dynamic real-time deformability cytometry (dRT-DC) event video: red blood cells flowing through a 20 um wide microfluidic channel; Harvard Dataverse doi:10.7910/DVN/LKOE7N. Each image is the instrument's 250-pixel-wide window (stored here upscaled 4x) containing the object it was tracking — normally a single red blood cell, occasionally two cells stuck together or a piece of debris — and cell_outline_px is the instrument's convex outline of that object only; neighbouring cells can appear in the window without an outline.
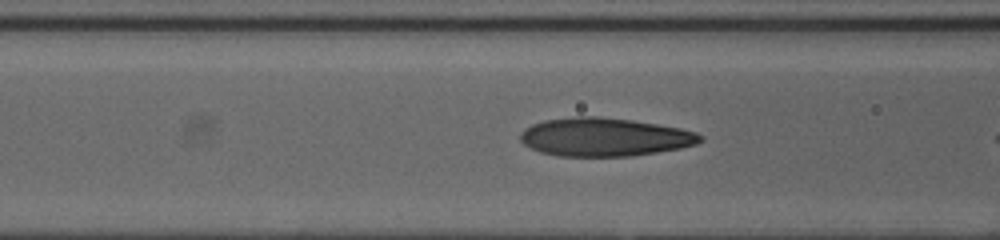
{"species": "human", "species_latin": "Homo sapiens", "temperature_condition": "cold", "stored_images_in_passage": 35, "camera_frame_rate_fps": 3000, "um_per_image_px": 0.085, "donor": {"sex": "female"}, "frame": {"image": 1, "passage_image": 15, "time_ms": 4.667, "image_size_px": [1000, 240], "cell_outline_px": [[704, 140], [696, 144], [680, 148], [632, 156], [560, 156], [540, 152], [524, 144], [520, 140], [520, 132], [524, 128], [532, 124], [544, 120], [576, 116], [596, 116], [632, 120], [680, 128], [696, 132], [704, 136]], "centroid_in_image_um": [51.38, 11.64], "position_along_channel_um": 115.2, "area_um2": 40.29}}
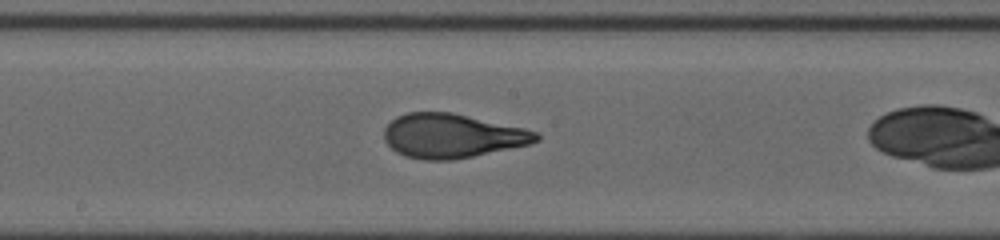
{"frame": {"image": 2, "passage_image": 22, "time_ms": 7.0, "image_size_px": [1000, 240], "cell_outline_px": [[540, 140], [532, 144], [452, 160], [424, 160], [404, 156], [396, 152], [384, 140], [384, 128], [396, 116], [408, 112], [452, 112], [524, 128], [540, 132]], "centroid_in_image_um": [38.44, 11.54], "position_along_channel_um": 209.8, "area_um2": 39.3}}
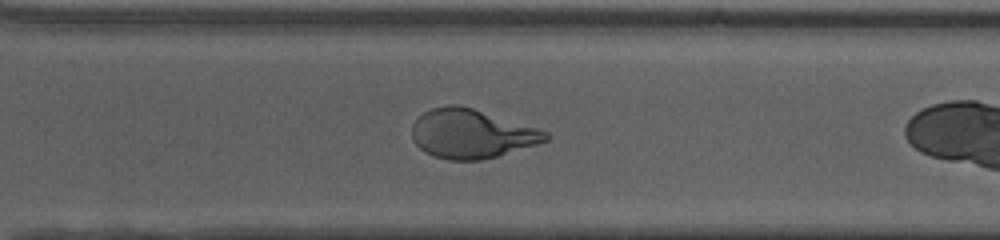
{"frame": {"image": 3, "passage_image": 31, "time_ms": 10.0, "image_size_px": [1000, 240], "cell_outline_px": [[548, 140], [536, 144], [496, 156], [480, 160], [448, 160], [424, 152], [416, 144], [412, 136], [412, 124], [424, 112], [432, 108], [448, 104], [460, 104], [536, 128], [548, 132]], "centroid_in_image_um": [40.04, 11.36], "position_along_channel_um": 330.6, "area_um2": 37.74}}